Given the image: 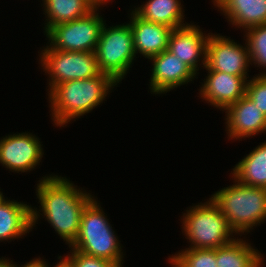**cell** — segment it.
Here are the masks:
<instances>
[{
  "mask_svg": "<svg viewBox=\"0 0 266 267\" xmlns=\"http://www.w3.org/2000/svg\"><path fill=\"white\" fill-rule=\"evenodd\" d=\"M172 267H217L216 249L186 248L168 258Z\"/></svg>",
  "mask_w": 266,
  "mask_h": 267,
  "instance_id": "obj_22",
  "label": "cell"
},
{
  "mask_svg": "<svg viewBox=\"0 0 266 267\" xmlns=\"http://www.w3.org/2000/svg\"><path fill=\"white\" fill-rule=\"evenodd\" d=\"M152 63L150 92L164 94L196 78V73L168 50L149 58Z\"/></svg>",
  "mask_w": 266,
  "mask_h": 267,
  "instance_id": "obj_11",
  "label": "cell"
},
{
  "mask_svg": "<svg viewBox=\"0 0 266 267\" xmlns=\"http://www.w3.org/2000/svg\"><path fill=\"white\" fill-rule=\"evenodd\" d=\"M14 267H50L48 266V262L46 263V261L44 259H41V257L39 258H34V259H31V261L29 262H26V264L22 265L21 266L17 265L15 263Z\"/></svg>",
  "mask_w": 266,
  "mask_h": 267,
  "instance_id": "obj_26",
  "label": "cell"
},
{
  "mask_svg": "<svg viewBox=\"0 0 266 267\" xmlns=\"http://www.w3.org/2000/svg\"><path fill=\"white\" fill-rule=\"evenodd\" d=\"M233 180L235 183L219 189L210 198L223 212L235 234H248L266 220V188Z\"/></svg>",
  "mask_w": 266,
  "mask_h": 267,
  "instance_id": "obj_3",
  "label": "cell"
},
{
  "mask_svg": "<svg viewBox=\"0 0 266 267\" xmlns=\"http://www.w3.org/2000/svg\"><path fill=\"white\" fill-rule=\"evenodd\" d=\"M199 92L201 99L224 111L229 105L246 95L249 76H235L225 72L207 70Z\"/></svg>",
  "mask_w": 266,
  "mask_h": 267,
  "instance_id": "obj_12",
  "label": "cell"
},
{
  "mask_svg": "<svg viewBox=\"0 0 266 267\" xmlns=\"http://www.w3.org/2000/svg\"><path fill=\"white\" fill-rule=\"evenodd\" d=\"M39 57L43 71L49 75L48 94L60 83L89 79L101 73L95 52L63 51L47 45Z\"/></svg>",
  "mask_w": 266,
  "mask_h": 267,
  "instance_id": "obj_7",
  "label": "cell"
},
{
  "mask_svg": "<svg viewBox=\"0 0 266 267\" xmlns=\"http://www.w3.org/2000/svg\"><path fill=\"white\" fill-rule=\"evenodd\" d=\"M191 207L181 218L182 233L191 244L188 248L217 249L236 239L237 234L211 198Z\"/></svg>",
  "mask_w": 266,
  "mask_h": 267,
  "instance_id": "obj_5",
  "label": "cell"
},
{
  "mask_svg": "<svg viewBox=\"0 0 266 267\" xmlns=\"http://www.w3.org/2000/svg\"><path fill=\"white\" fill-rule=\"evenodd\" d=\"M232 170L231 176L238 182L266 188V142L264 141L244 156Z\"/></svg>",
  "mask_w": 266,
  "mask_h": 267,
  "instance_id": "obj_19",
  "label": "cell"
},
{
  "mask_svg": "<svg viewBox=\"0 0 266 267\" xmlns=\"http://www.w3.org/2000/svg\"><path fill=\"white\" fill-rule=\"evenodd\" d=\"M245 42L247 43L250 54L251 64L266 70V24L251 27L244 31ZM260 75H266L265 72Z\"/></svg>",
  "mask_w": 266,
  "mask_h": 267,
  "instance_id": "obj_23",
  "label": "cell"
},
{
  "mask_svg": "<svg viewBox=\"0 0 266 267\" xmlns=\"http://www.w3.org/2000/svg\"><path fill=\"white\" fill-rule=\"evenodd\" d=\"M212 2L235 28L247 30L266 24V0H213Z\"/></svg>",
  "mask_w": 266,
  "mask_h": 267,
  "instance_id": "obj_16",
  "label": "cell"
},
{
  "mask_svg": "<svg viewBox=\"0 0 266 267\" xmlns=\"http://www.w3.org/2000/svg\"><path fill=\"white\" fill-rule=\"evenodd\" d=\"M46 19L44 32L53 26L85 17L94 7L87 0H42Z\"/></svg>",
  "mask_w": 266,
  "mask_h": 267,
  "instance_id": "obj_21",
  "label": "cell"
},
{
  "mask_svg": "<svg viewBox=\"0 0 266 267\" xmlns=\"http://www.w3.org/2000/svg\"><path fill=\"white\" fill-rule=\"evenodd\" d=\"M99 204L94 197L86 204L78 237L69 248L89 256L109 260L123 267L124 254L121 241Z\"/></svg>",
  "mask_w": 266,
  "mask_h": 267,
  "instance_id": "obj_4",
  "label": "cell"
},
{
  "mask_svg": "<svg viewBox=\"0 0 266 267\" xmlns=\"http://www.w3.org/2000/svg\"><path fill=\"white\" fill-rule=\"evenodd\" d=\"M31 211V205L7 199L0 206V241L11 242L32 231Z\"/></svg>",
  "mask_w": 266,
  "mask_h": 267,
  "instance_id": "obj_17",
  "label": "cell"
},
{
  "mask_svg": "<svg viewBox=\"0 0 266 267\" xmlns=\"http://www.w3.org/2000/svg\"><path fill=\"white\" fill-rule=\"evenodd\" d=\"M131 31L133 34L135 54L140 53L145 59L168 50L172 28L139 17L133 10L130 12Z\"/></svg>",
  "mask_w": 266,
  "mask_h": 267,
  "instance_id": "obj_15",
  "label": "cell"
},
{
  "mask_svg": "<svg viewBox=\"0 0 266 267\" xmlns=\"http://www.w3.org/2000/svg\"><path fill=\"white\" fill-rule=\"evenodd\" d=\"M63 257L64 258H62V256H58V259L60 260L54 267H75L73 262L67 256L64 255Z\"/></svg>",
  "mask_w": 266,
  "mask_h": 267,
  "instance_id": "obj_27",
  "label": "cell"
},
{
  "mask_svg": "<svg viewBox=\"0 0 266 267\" xmlns=\"http://www.w3.org/2000/svg\"><path fill=\"white\" fill-rule=\"evenodd\" d=\"M118 84L111 75L105 73L58 84L48 94L52 121L57 127H64L72 119L81 118L103 103L110 90Z\"/></svg>",
  "mask_w": 266,
  "mask_h": 267,
  "instance_id": "obj_2",
  "label": "cell"
},
{
  "mask_svg": "<svg viewBox=\"0 0 266 267\" xmlns=\"http://www.w3.org/2000/svg\"><path fill=\"white\" fill-rule=\"evenodd\" d=\"M241 238L216 249L217 267H263L264 257Z\"/></svg>",
  "mask_w": 266,
  "mask_h": 267,
  "instance_id": "obj_20",
  "label": "cell"
},
{
  "mask_svg": "<svg viewBox=\"0 0 266 267\" xmlns=\"http://www.w3.org/2000/svg\"><path fill=\"white\" fill-rule=\"evenodd\" d=\"M8 258L6 259L5 257H1L0 258V267H14L15 263Z\"/></svg>",
  "mask_w": 266,
  "mask_h": 267,
  "instance_id": "obj_29",
  "label": "cell"
},
{
  "mask_svg": "<svg viewBox=\"0 0 266 267\" xmlns=\"http://www.w3.org/2000/svg\"><path fill=\"white\" fill-rule=\"evenodd\" d=\"M243 45L231 40L230 37L210 33L204 68L235 76H248L249 65L253 64L250 61L247 43Z\"/></svg>",
  "mask_w": 266,
  "mask_h": 267,
  "instance_id": "obj_9",
  "label": "cell"
},
{
  "mask_svg": "<svg viewBox=\"0 0 266 267\" xmlns=\"http://www.w3.org/2000/svg\"><path fill=\"white\" fill-rule=\"evenodd\" d=\"M7 199H5L3 193L0 191V206L6 201Z\"/></svg>",
  "mask_w": 266,
  "mask_h": 267,
  "instance_id": "obj_30",
  "label": "cell"
},
{
  "mask_svg": "<svg viewBox=\"0 0 266 267\" xmlns=\"http://www.w3.org/2000/svg\"><path fill=\"white\" fill-rule=\"evenodd\" d=\"M224 111L228 140H240L266 132V117L246 95Z\"/></svg>",
  "mask_w": 266,
  "mask_h": 267,
  "instance_id": "obj_14",
  "label": "cell"
},
{
  "mask_svg": "<svg viewBox=\"0 0 266 267\" xmlns=\"http://www.w3.org/2000/svg\"><path fill=\"white\" fill-rule=\"evenodd\" d=\"M69 253L66 256L73 262L75 267H122L109 260L89 256L75 249H71Z\"/></svg>",
  "mask_w": 266,
  "mask_h": 267,
  "instance_id": "obj_25",
  "label": "cell"
},
{
  "mask_svg": "<svg viewBox=\"0 0 266 267\" xmlns=\"http://www.w3.org/2000/svg\"><path fill=\"white\" fill-rule=\"evenodd\" d=\"M99 9L94 8L85 17L50 28L45 33L50 42L48 47L63 51L95 52L106 22L99 14Z\"/></svg>",
  "mask_w": 266,
  "mask_h": 267,
  "instance_id": "obj_8",
  "label": "cell"
},
{
  "mask_svg": "<svg viewBox=\"0 0 266 267\" xmlns=\"http://www.w3.org/2000/svg\"><path fill=\"white\" fill-rule=\"evenodd\" d=\"M38 137L29 132L10 134L0 140V164L12 172L33 171L44 155Z\"/></svg>",
  "mask_w": 266,
  "mask_h": 267,
  "instance_id": "obj_10",
  "label": "cell"
},
{
  "mask_svg": "<svg viewBox=\"0 0 266 267\" xmlns=\"http://www.w3.org/2000/svg\"><path fill=\"white\" fill-rule=\"evenodd\" d=\"M181 0H148L140 7L133 10L139 17L146 21L166 25L176 29L187 25L183 18V5Z\"/></svg>",
  "mask_w": 266,
  "mask_h": 267,
  "instance_id": "obj_18",
  "label": "cell"
},
{
  "mask_svg": "<svg viewBox=\"0 0 266 267\" xmlns=\"http://www.w3.org/2000/svg\"><path fill=\"white\" fill-rule=\"evenodd\" d=\"M38 182L36 196L41 206L40 210L32 207V227L36 226L41 214L70 246L78 237L82 213L93 196L66 177L55 174L44 176Z\"/></svg>",
  "mask_w": 266,
  "mask_h": 267,
  "instance_id": "obj_1",
  "label": "cell"
},
{
  "mask_svg": "<svg viewBox=\"0 0 266 267\" xmlns=\"http://www.w3.org/2000/svg\"><path fill=\"white\" fill-rule=\"evenodd\" d=\"M246 96L266 117V75H256L247 81Z\"/></svg>",
  "mask_w": 266,
  "mask_h": 267,
  "instance_id": "obj_24",
  "label": "cell"
},
{
  "mask_svg": "<svg viewBox=\"0 0 266 267\" xmlns=\"http://www.w3.org/2000/svg\"><path fill=\"white\" fill-rule=\"evenodd\" d=\"M94 8H99L101 5H106L109 2L108 0H87ZM107 2V3H106Z\"/></svg>",
  "mask_w": 266,
  "mask_h": 267,
  "instance_id": "obj_28",
  "label": "cell"
},
{
  "mask_svg": "<svg viewBox=\"0 0 266 267\" xmlns=\"http://www.w3.org/2000/svg\"><path fill=\"white\" fill-rule=\"evenodd\" d=\"M101 73L111 75L118 83L124 79L136 57L133 34L129 23L102 27L95 50Z\"/></svg>",
  "mask_w": 266,
  "mask_h": 267,
  "instance_id": "obj_6",
  "label": "cell"
},
{
  "mask_svg": "<svg viewBox=\"0 0 266 267\" xmlns=\"http://www.w3.org/2000/svg\"><path fill=\"white\" fill-rule=\"evenodd\" d=\"M209 36L210 33L204 34L200 26L189 23L173 29L169 38L168 51L181 59L198 75L199 65H203V69L206 66ZM200 61L201 64H199Z\"/></svg>",
  "mask_w": 266,
  "mask_h": 267,
  "instance_id": "obj_13",
  "label": "cell"
}]
</instances>
